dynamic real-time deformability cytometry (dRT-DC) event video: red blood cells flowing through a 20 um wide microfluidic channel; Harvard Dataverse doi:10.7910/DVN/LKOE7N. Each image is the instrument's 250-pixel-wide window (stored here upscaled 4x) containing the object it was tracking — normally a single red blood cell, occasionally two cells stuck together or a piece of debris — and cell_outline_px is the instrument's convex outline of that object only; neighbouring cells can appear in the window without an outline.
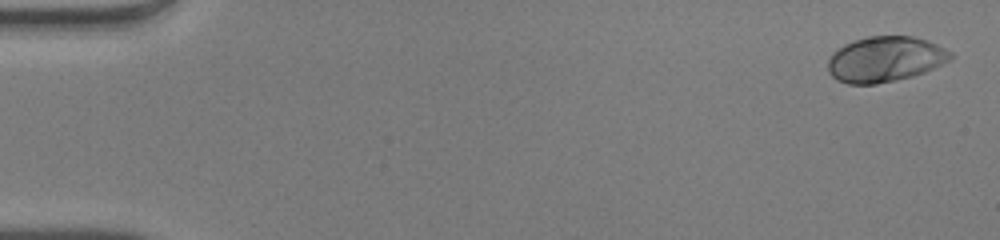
{"species": "human", "species_latin": "Homo sapiens", "temperature_condition": "warm", "stored_images_in_passage": 50, "camera_frame_rate_fps": 3000, "um_per_image_px": 0.085, "donor": {"sex": "male"}, "frame": {"image": 1, "passage_image": 1, "time_ms": 0.0, "image_size_px": [1000, 240], "cell_outline_px": [[952, 56], [948, 60], [924, 72], [912, 76], [896, 80], [876, 84], [848, 84], [836, 80], [828, 72], [828, 60], [832, 52], [844, 44], [868, 36], [912, 36], [928, 40], [952, 52]], "centroid_in_image_um": [75.19, 5.03], "position_along_channel_um": 9.8, "area_um2": 32.37}}
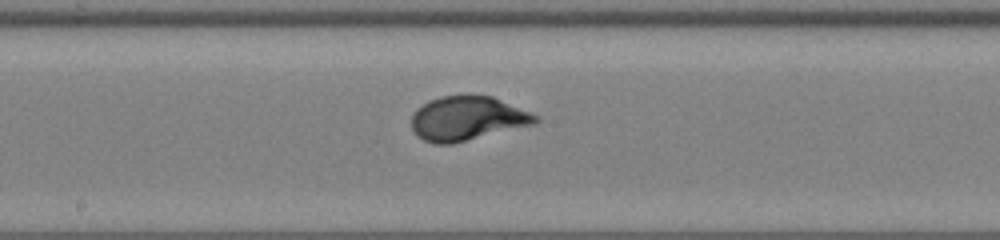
{"frame": {"image": 2, "passage_image": 27, "time_ms": 8.667, "image_size_px": [1000, 240], "cell_outline_px": [[540, 120], [536, 124], [452, 144], [436, 144], [424, 140], [412, 128], [412, 116], [416, 108], [428, 100], [440, 96], [492, 96], [532, 112], [540, 116]], "centroid_in_image_um": [39.77, 10.07], "position_along_channel_um": 208.4, "area_um2": 31.96}}
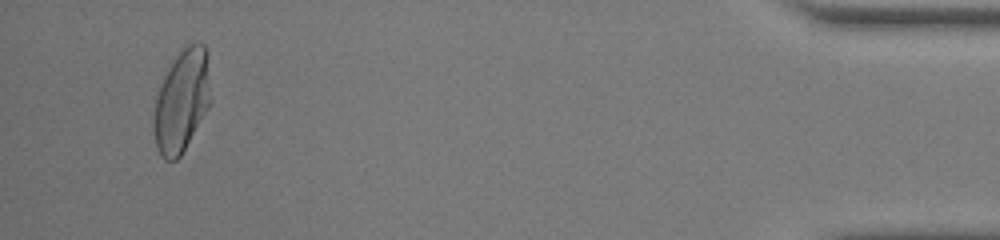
{"frame": {"image": 3, "passage_image": 48, "time_ms": 15.667, "image_size_px": [1000, 240], "cell_outline_px": [[208, 108], [180, 156], [176, 160], [164, 160], [156, 144], [152, 124], [156, 96], [164, 76], [168, 68], [176, 56], [188, 44], [204, 44], [208, 52]], "centroid_in_image_um": [15.41, 8.58], "position_along_channel_um": 419.8, "area_um2": 33.18}, "authors_computed_cell_mechanics": {"area_um2": 31.5299, "velocity_mm_per_s": 4.077, "shape_relaxation_time_tau1_ms": 3.0993, "shape_relaxation_time_tau2_ms": null, "deformation_change_tau1": 0.1834, "deformation_change_tau2": null}}